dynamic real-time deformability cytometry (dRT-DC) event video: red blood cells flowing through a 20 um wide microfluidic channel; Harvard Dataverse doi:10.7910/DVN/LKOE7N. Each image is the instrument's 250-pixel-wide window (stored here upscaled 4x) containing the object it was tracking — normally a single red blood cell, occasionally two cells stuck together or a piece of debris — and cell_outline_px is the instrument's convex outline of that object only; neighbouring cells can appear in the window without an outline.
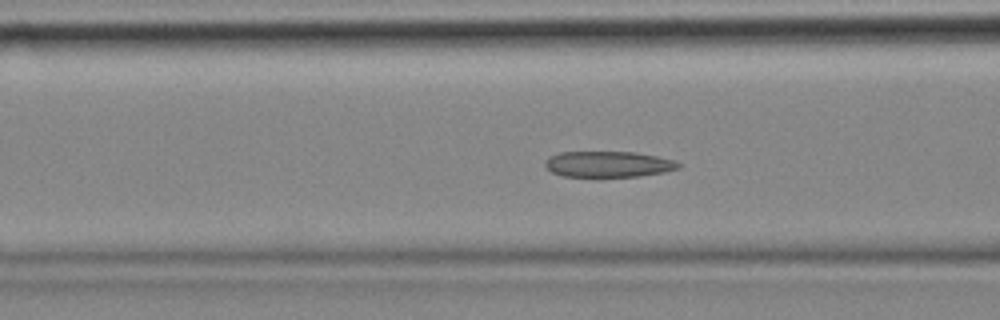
{"species": "common noctule bat (a hibernating species)", "species_latin": "Nyctalus noctula", "temperature_condition": "cold", "stored_images_in_passage": 53, "camera_frame_rate_fps": 3000, "um_per_image_px": 0.085, "animal": {"sex": "female", "body_mass_g": 18.4}, "frame": {"image": 1, "passage_image": 17, "time_ms": 5.333, "image_size_px": [1000, 320], "cell_outline_px": [[684, 164], [680, 168], [664, 172], [640, 176], [564, 176], [552, 172], [544, 164], [544, 160], [548, 156], [560, 152], [636, 152], [676, 160]], "centroid_in_image_um": [51.74, 13.94], "position_along_channel_um": 114.9, "area_um2": 20.23}}
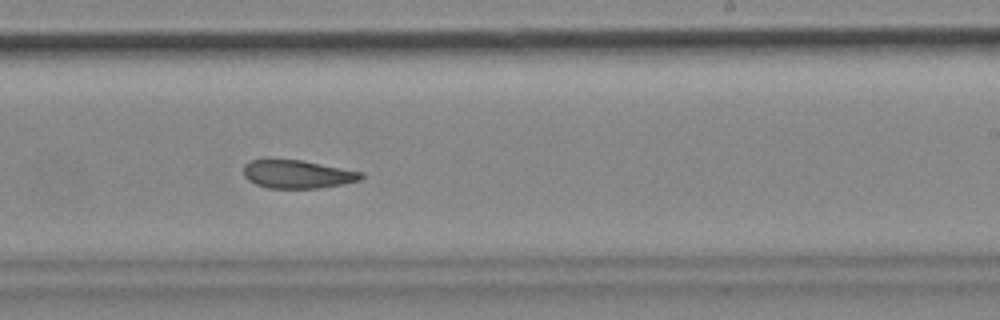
{"frame": {"image": 2, "passage_image": 30, "time_ms": 9.667, "image_size_px": [1000, 320], "cell_outline_px": [[364, 176], [360, 180], [320, 188], [268, 188], [256, 184], [248, 180], [244, 176], [244, 164], [252, 160], [268, 156], [304, 160], [364, 172]], "centroid_in_image_um": [25.23, 14.75], "position_along_channel_um": 263.8, "area_um2": 20.06}}
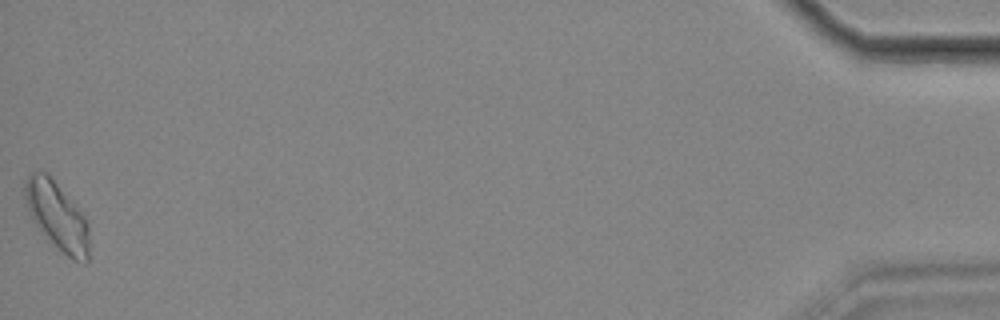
{"frame": {"image": 3, "passage_image": 53, "time_ms": 17.333, "image_size_px": [1000, 320], "cell_outline_px": [[88, 260], [84, 264], [72, 260], [36, 224], [28, 208], [24, 196], [24, 180], [32, 172], [44, 172], [76, 204], [84, 216], [88, 224]], "centroid_in_image_um": [4.87, 18.34], "position_along_channel_um": 430.3, "area_um2": 24.51}, "authors_computed_cell_mechanics": {"area_um2": 20.9814, "velocity_mm_per_s": 3.4488, "shape_relaxation_time_tau1_ms": null, "shape_relaxation_time_tau2_ms": 3.0004, "deformation_change_tau1": null, "deformation_change_tau2": 0.0713}}